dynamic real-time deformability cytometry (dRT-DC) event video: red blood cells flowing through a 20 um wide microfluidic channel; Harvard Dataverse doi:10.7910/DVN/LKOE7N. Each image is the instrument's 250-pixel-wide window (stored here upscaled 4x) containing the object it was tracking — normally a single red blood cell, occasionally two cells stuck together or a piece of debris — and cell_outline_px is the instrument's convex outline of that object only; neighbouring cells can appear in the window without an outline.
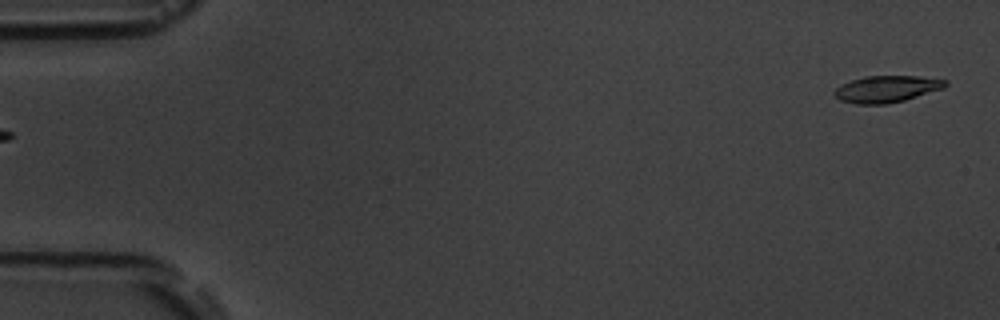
{"species": "common noctule bat (a hibernating species)", "species_latin": "Nyctalus noctula", "temperature_condition": "room temperature", "stored_images_in_passage": 5, "segment_of_instrument_passage": [2, 2], "camera_frame_rate_fps": 3000, "um_per_image_px": 0.085, "animal": {"sex": "male", "body_mass_g": 19.5, "forearm_length_mm": 54.6}, "frame": {"image": 1, "passage_image": 5, "time_ms": 4.667, "image_size_px": [1000, 320], "cell_outline_px": [[948, 84], [944, 88], [904, 100], [888, 104], [856, 104], [840, 100], [832, 92], [840, 84], [864, 76], [916, 76], [948, 80]], "centroid_in_image_um": [75.35, 7.56], "position_along_channel_um": 9.6, "area_um2": 17.28}}